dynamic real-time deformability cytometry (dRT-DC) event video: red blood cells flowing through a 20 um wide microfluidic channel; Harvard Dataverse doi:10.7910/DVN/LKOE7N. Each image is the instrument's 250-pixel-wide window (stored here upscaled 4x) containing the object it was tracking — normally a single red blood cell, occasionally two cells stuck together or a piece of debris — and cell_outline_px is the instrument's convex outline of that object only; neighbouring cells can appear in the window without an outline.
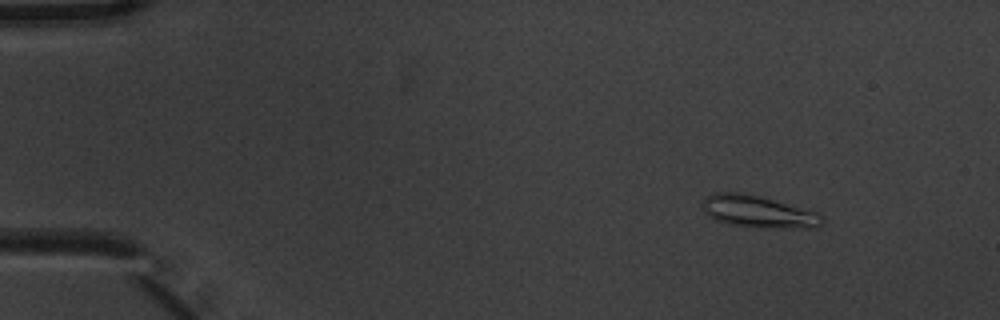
{"species": "common noctule bat (a hibernating species)", "species_latin": "Nyctalus noctula", "temperature_condition": "warm", "stored_images_in_passage": 4, "camera_frame_rate_fps": 3000, "um_per_image_px": 0.085, "animal": {"sex": "male", "body_mass_g": 20.1, "forearm_length_mm": 53.5}, "frame": {"image": 1, "passage_image": 1, "time_ms": 0.0, "image_size_px": [1000, 320], "cell_outline_px": [[824, 220], [820, 224], [808, 228], [780, 228], [728, 224], [716, 220], [704, 212], [700, 208], [704, 200], [708, 196], [716, 192], [744, 192], [760, 196], [816, 212], [824, 216]], "centroid_in_image_um": [64.42, 17.98], "position_along_channel_um": 20.6, "area_um2": 22.08}}
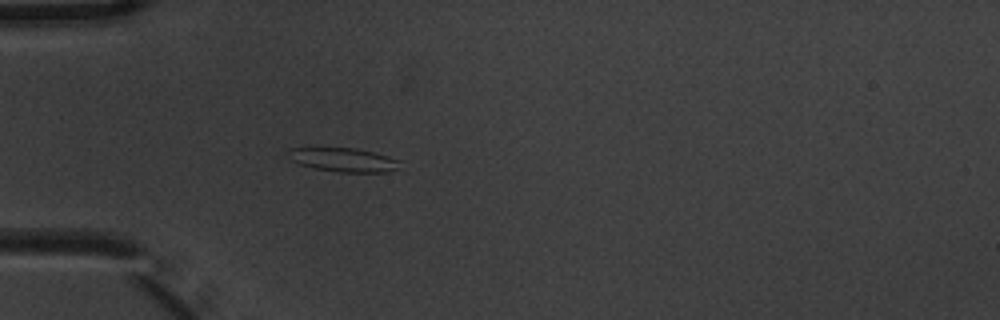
{"frame": {"image": 2, "passage_image": 4, "time_ms": 1.0, "image_size_px": [1000, 320], "cell_outline_px": [[400, 160], [396, 168], [388, 172], [340, 172], [312, 168], [288, 160], [284, 152], [288, 148], [356, 148], [388, 156]], "centroid_in_image_um": [29.08, 13.58], "position_along_channel_um": 55.9, "area_um2": 15.66}}